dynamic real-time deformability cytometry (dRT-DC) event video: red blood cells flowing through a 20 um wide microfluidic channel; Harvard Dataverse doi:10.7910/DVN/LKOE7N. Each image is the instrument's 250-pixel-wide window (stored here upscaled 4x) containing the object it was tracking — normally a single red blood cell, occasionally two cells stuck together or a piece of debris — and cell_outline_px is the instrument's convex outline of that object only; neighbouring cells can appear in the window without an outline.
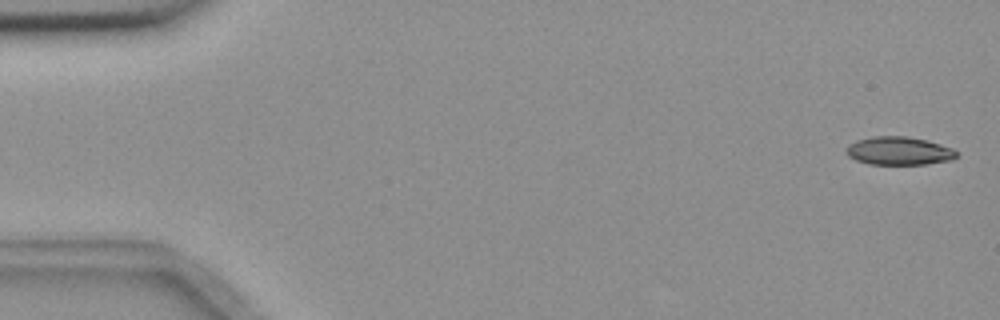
{"species": "common noctule bat (a hibernating species)", "species_latin": "Nyctalus noctula", "temperature_condition": "room temperature", "stored_images_in_passage": 56, "camera_frame_rate_fps": 3000, "um_per_image_px": 0.085, "animal": {"sex": "female", "body_mass_g": 18.4}, "frame": {"image": 1, "passage_image": 2, "time_ms": 0.333, "image_size_px": [1000, 320], "cell_outline_px": [[956, 156], [952, 160], [924, 164], [868, 164], [856, 160], [848, 156], [848, 144], [856, 140], [872, 136], [908, 136], [928, 140], [952, 148], [956, 152]], "centroid_in_image_um": [76.41, 12.81], "position_along_channel_um": 8.6, "area_um2": 18.09}}
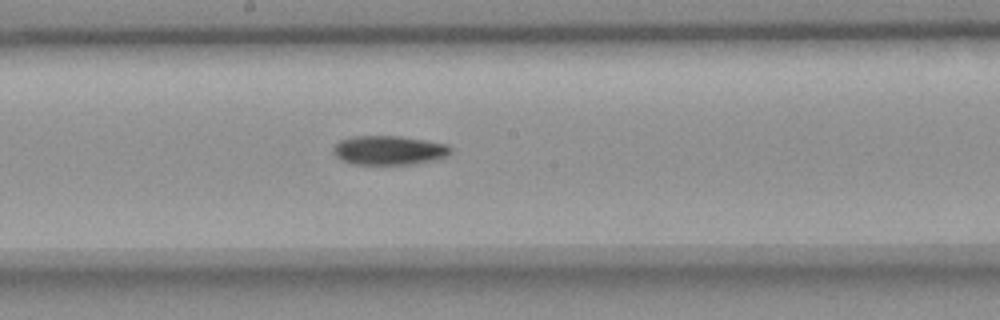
{"frame": {"image": 2, "passage_image": 30, "time_ms": 9.667, "image_size_px": [1000, 320], "cell_outline_px": [[452, 152], [444, 156], [432, 160], [416, 164], [352, 164], [340, 160], [332, 152], [332, 148], [340, 140], [352, 136], [400, 136], [424, 140], [444, 144], [452, 148]], "centroid_in_image_um": [33.0, 12.77], "position_along_channel_um": 215.2, "area_um2": 19.88}}
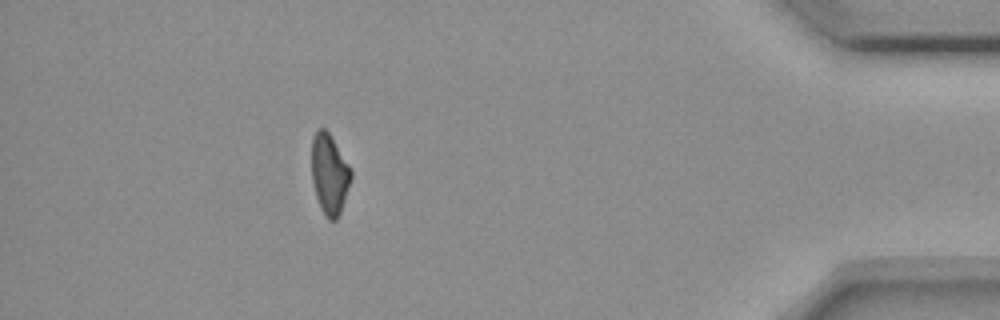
{"frame": {"image": 3, "passage_image": 50, "time_ms": 16.333, "image_size_px": [1000, 320], "cell_outline_px": [[352, 176], [340, 212], [336, 220], [328, 220], [324, 216], [320, 208], [316, 196], [312, 180], [312, 136], [316, 128], [324, 128], [328, 132], [352, 168]], "centroid_in_image_um": [27.99, 14.78], "position_along_channel_um": 407.2, "area_um2": 18.5}, "authors_computed_cell_mechanics": {"area_um2": 19.4208, "velocity_mm_per_s": 3.673, "shape_relaxation_time_tau1_ms": 10.4266, "shape_relaxation_time_tau2_ms": null, "deformation_change_tau1": 0.1883, "deformation_change_tau2": null}}